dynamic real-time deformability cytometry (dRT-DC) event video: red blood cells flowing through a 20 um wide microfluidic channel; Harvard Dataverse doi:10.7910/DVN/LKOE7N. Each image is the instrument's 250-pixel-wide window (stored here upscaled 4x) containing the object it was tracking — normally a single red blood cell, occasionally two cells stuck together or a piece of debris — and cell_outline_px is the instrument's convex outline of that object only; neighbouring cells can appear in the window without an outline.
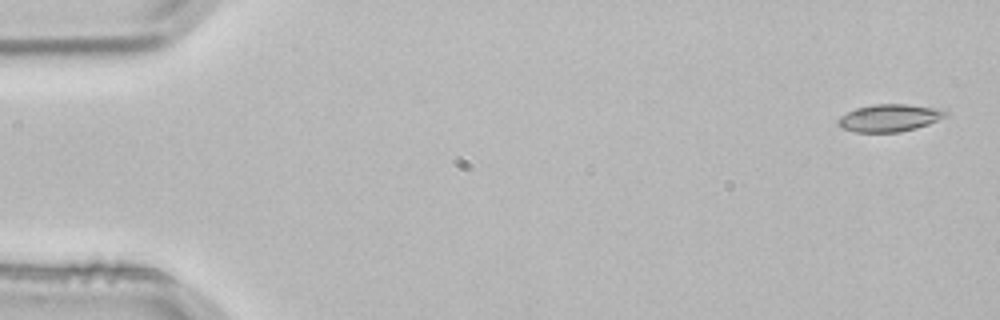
{"species": "common noctule bat (a hibernating species)", "species_latin": "Nyctalus noctula", "temperature_condition": "room temperature", "stored_images_in_passage": 4, "camera_frame_rate_fps": 3000, "um_per_image_px": 0.085, "animal": {"sex": "male", "body_mass_g": 21.5, "forearm_length_mm": 52.0}, "frame": {"image": 1, "passage_image": 1, "time_ms": 0.0, "image_size_px": [1000, 320], "cell_outline_px": [[948, 116], [928, 124], [916, 128], [900, 132], [856, 132], [840, 128], [836, 124], [836, 120], [840, 116], [856, 108], [876, 104], [908, 104], [932, 108], [948, 112]], "centroid_in_image_um": [75.55, 10.03], "position_along_channel_um": 9.5, "area_um2": 17.11}}
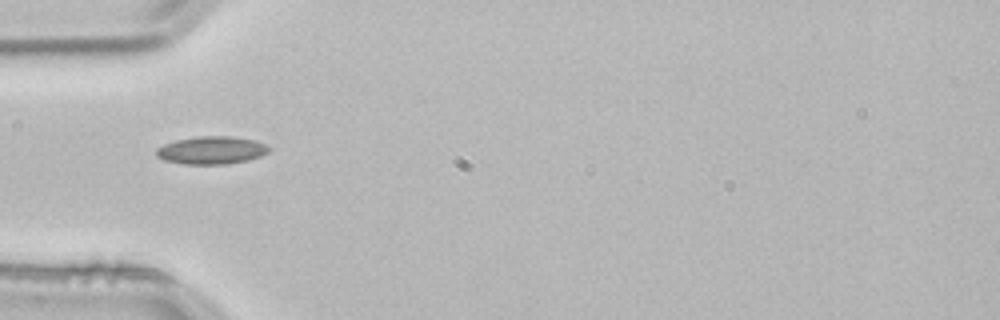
{"frame": {"image": 2, "passage_image": 4, "time_ms": 1.0, "image_size_px": [1000, 320], "cell_outline_px": [[268, 152], [260, 156], [248, 160], [228, 164], [184, 164], [164, 160], [156, 156], [156, 148], [164, 144], [176, 140], [196, 136], [232, 136], [256, 140], [264, 144], [268, 148]], "centroid_in_image_um": [17.95, 12.77], "position_along_channel_um": 67.0, "area_um2": 18.26}}